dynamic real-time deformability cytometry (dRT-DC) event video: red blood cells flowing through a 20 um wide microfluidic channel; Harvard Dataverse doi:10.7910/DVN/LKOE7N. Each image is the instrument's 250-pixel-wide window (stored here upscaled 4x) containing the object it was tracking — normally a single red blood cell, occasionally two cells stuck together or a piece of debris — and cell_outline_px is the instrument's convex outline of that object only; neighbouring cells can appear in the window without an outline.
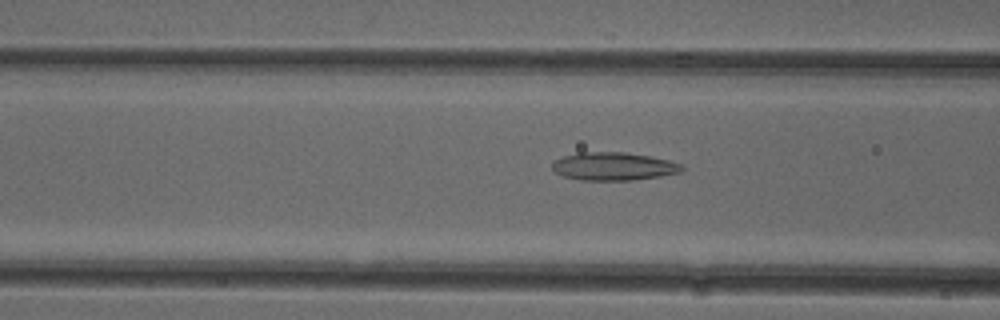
{"species": "common noctule bat (a hibernating species)", "species_latin": "Nyctalus noctula", "temperature_condition": "cold", "stored_images_in_passage": 51, "camera_frame_rate_fps": 3000, "um_per_image_px": 0.085, "animal": {"sex": "female"}, "frame": {"image": 1, "passage_image": 19, "time_ms": 6.0, "image_size_px": [1000, 320], "cell_outline_px": [[684, 168], [680, 172], [660, 176], [632, 180], [580, 180], [564, 176], [556, 172], [552, 168], [552, 164], [556, 160], [564, 156], [580, 152], [624, 152], [652, 156], [668, 160], [680, 164]], "centroid_in_image_um": [52.16, 14.13], "position_along_channel_um": 114.4, "area_um2": 21.04}}
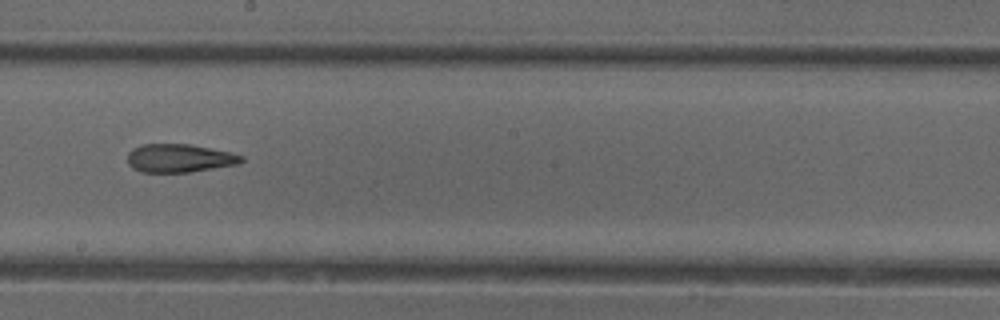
{"frame": {"image": 2, "passage_image": 28, "time_ms": 9.0, "image_size_px": [1000, 320], "cell_outline_px": [[244, 160], [240, 164], [188, 172], [140, 172], [132, 168], [128, 164], [128, 152], [132, 148], [140, 144], [192, 144], [232, 152], [244, 156]], "centroid_in_image_um": [15.26, 13.44], "position_along_channel_um": 232.9, "area_um2": 19.07}}
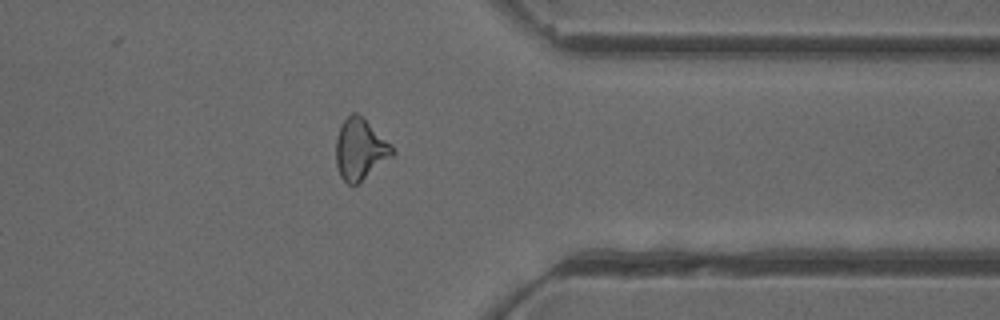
{"frame": {"image": 3, "passage_image": 40, "time_ms": 13.0, "image_size_px": [1000, 320], "cell_outline_px": [[396, 152], [392, 156], [356, 184], [348, 184], [340, 176], [336, 164], [336, 136], [344, 120], [352, 112], [356, 112]], "centroid_in_image_um": [30.55, 12.71], "position_along_channel_um": 380.8, "area_um2": 19.13}, "authors_computed_cell_mechanics": {"area_um2": 20.2878, "velocity_mm_per_s": 3.9368, "shape_relaxation_time_tau1_ms": null, "shape_relaxation_time_tau2_ms": 4.7651, "deformation_change_tau1": null, "deformation_change_tau2": 0.162}}